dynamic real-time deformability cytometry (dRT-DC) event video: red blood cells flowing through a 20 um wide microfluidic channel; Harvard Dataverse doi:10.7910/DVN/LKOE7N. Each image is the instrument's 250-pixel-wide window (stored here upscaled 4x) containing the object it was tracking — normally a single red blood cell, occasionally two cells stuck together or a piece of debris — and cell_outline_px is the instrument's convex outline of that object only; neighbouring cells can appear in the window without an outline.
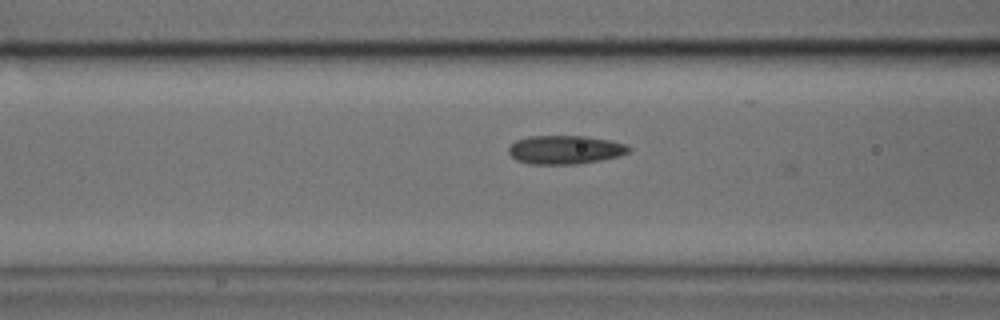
{"species": "common noctule bat (a hibernating species)", "species_latin": "Nyctalus noctula", "temperature_condition": "cold", "stored_images_in_passage": 6, "camera_frame_rate_fps": 3000, "um_per_image_px": 0.085, "animal": {"sex": "male", "body_mass_g": 17.9, "forearm_length_mm": 54.2}, "frame": {"image": 1, "passage_image": 4, "time_ms": 1.0, "image_size_px": [1000, 320], "cell_outline_px": [[632, 148], [628, 152], [620, 156], [600, 160], [576, 164], [532, 164], [516, 160], [508, 152], [508, 148], [516, 140], [528, 136], [584, 136], [608, 140], [624, 144]], "centroid_in_image_um": [48.02, 12.73], "position_along_channel_um": 118.6, "area_um2": 19.94}}